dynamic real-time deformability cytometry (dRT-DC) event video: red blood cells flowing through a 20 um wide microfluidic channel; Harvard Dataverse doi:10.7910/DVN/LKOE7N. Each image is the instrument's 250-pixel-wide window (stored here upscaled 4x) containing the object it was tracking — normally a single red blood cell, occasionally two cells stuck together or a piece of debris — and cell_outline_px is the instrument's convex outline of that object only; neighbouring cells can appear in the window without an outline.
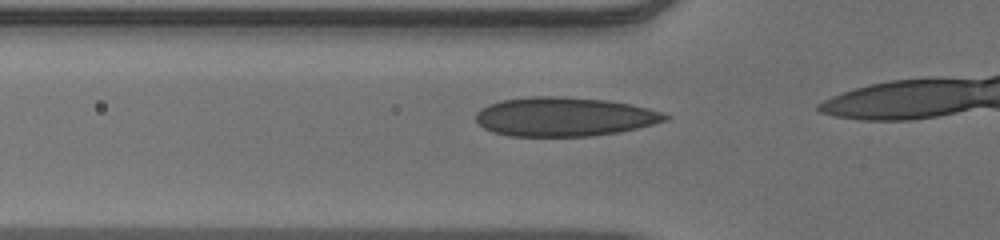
{"species": "human", "species_latin": "Homo sapiens", "temperature_condition": "warm", "stored_images_in_passage": 16, "camera_frame_rate_fps": 3000, "um_per_image_px": 0.085, "donor": {"sex": "male"}, "frame": {"image": 1, "passage_image": 11, "time_ms": 3.333, "image_size_px": [1000, 240], "cell_outline_px": [[672, 116], [668, 120], [620, 132], [592, 136], [508, 136], [492, 132], [484, 128], [476, 120], [476, 112], [480, 108], [488, 104], [500, 100], [528, 96], [560, 96], [604, 100], [632, 104], [648, 108]], "centroid_in_image_um": [47.94, 9.92], "position_along_channel_um": 77.9, "area_um2": 43.29}}
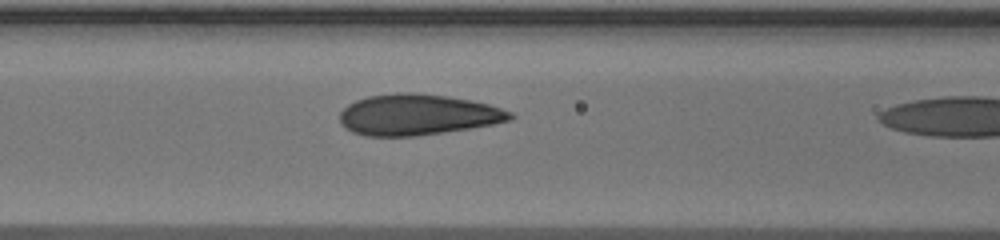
{"frame": {"image": 2, "passage_image": 15, "time_ms": 4.667, "image_size_px": [1000, 240], "cell_outline_px": [[516, 116], [512, 120], [492, 124], [468, 128], [416, 136], [364, 136], [352, 132], [344, 128], [340, 120], [340, 112], [348, 104], [356, 100], [368, 96], [404, 92], [408, 92], [448, 96], [488, 104], [512, 112]], "centroid_in_image_um": [35.48, 9.75], "position_along_channel_um": 131.1, "area_um2": 40.46}}